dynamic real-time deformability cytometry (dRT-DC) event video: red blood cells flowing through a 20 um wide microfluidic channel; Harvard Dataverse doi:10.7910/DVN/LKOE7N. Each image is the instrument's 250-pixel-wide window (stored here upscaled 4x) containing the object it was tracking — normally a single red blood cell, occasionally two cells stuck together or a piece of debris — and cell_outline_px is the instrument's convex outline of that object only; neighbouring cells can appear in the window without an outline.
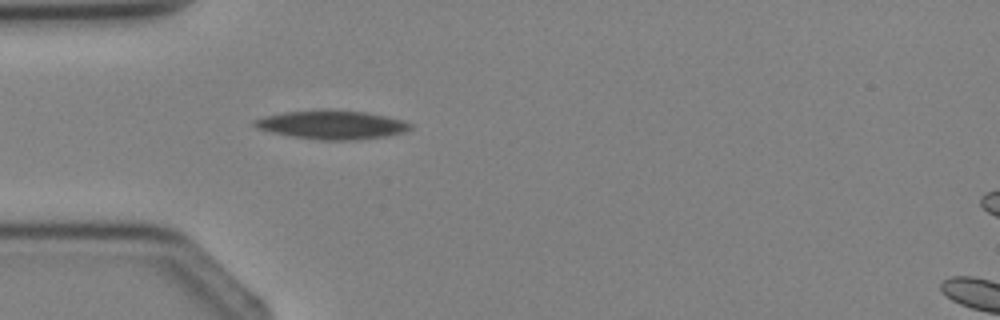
{"species": "Egyptian fruit bat (a non-hibernating species)", "species_latin": "Rousettus aegyptiacus", "temperature_condition": "cold", "stored_images_in_passage": 4, "camera_frame_rate_fps": 3000, "um_per_image_px": 0.085, "animal": {"sex": "female"}, "frame": {"image": 1, "passage_image": 3, "time_ms": 2.333, "image_size_px": [1000, 320], "cell_outline_px": [[412, 128], [404, 132], [388, 136], [356, 140], [320, 140], [292, 136], [272, 132], [256, 128], [252, 124], [252, 120], [264, 116], [284, 112], [364, 112], [404, 120], [412, 124]], "centroid_in_image_um": [28.23, 10.65], "position_along_channel_um": 56.8, "area_um2": 25.26}}